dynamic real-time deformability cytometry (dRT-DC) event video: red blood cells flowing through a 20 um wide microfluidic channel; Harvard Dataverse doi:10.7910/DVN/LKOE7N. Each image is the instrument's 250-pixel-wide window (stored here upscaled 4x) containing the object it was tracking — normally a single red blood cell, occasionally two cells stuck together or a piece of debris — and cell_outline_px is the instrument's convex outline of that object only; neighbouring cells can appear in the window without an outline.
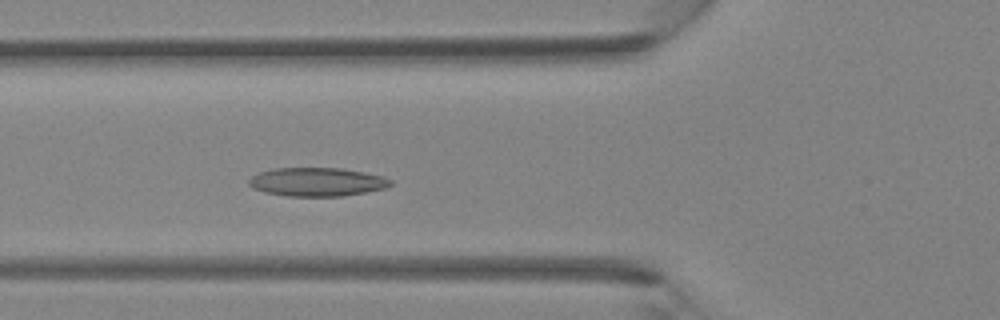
{"species": "Egyptian fruit bat (a non-hibernating species)", "species_latin": "Rousettus aegyptiacus", "temperature_condition": "room temperature", "stored_images_in_passage": 39, "camera_frame_rate_fps": 3000, "um_per_image_px": 0.085, "animal": {"sex": "female"}, "frame": {"image": 1, "passage_image": 13, "time_ms": 4.0, "image_size_px": [1000, 320], "cell_outline_px": [[392, 184], [384, 188], [344, 196], [288, 196], [264, 192], [252, 188], [248, 184], [248, 180], [252, 176], [260, 172], [272, 168], [340, 168], [364, 172], [384, 176], [392, 180]], "centroid_in_image_um": [26.93, 15.46], "position_along_channel_um": 98.9, "area_um2": 23.64}}
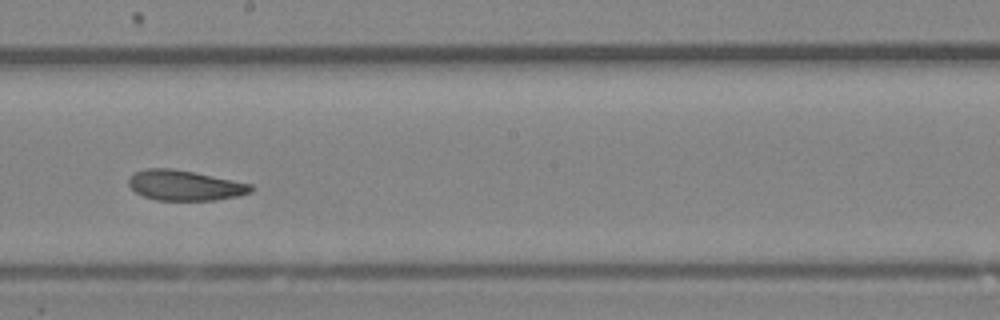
{"frame": {"image": 2, "passage_image": 21, "time_ms": 6.667, "image_size_px": [1000, 320], "cell_outline_px": [[256, 188], [252, 192], [236, 196], [216, 200], [156, 200], [144, 196], [136, 192], [128, 184], [128, 180], [136, 172], [144, 168], [172, 168], [196, 172], [252, 184]], "centroid_in_image_um": [15.74, 15.75], "position_along_channel_um": 232.5, "area_um2": 21.62}}
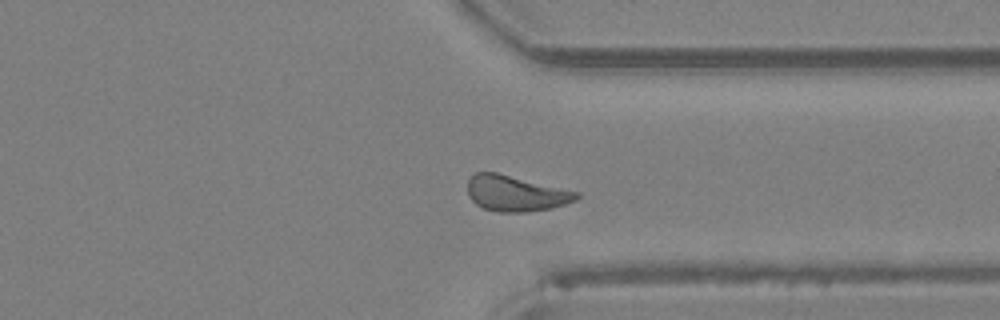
{"frame": {"image": 3, "passage_image": 29, "time_ms": 9.333, "image_size_px": [1000, 320], "cell_outline_px": [[580, 196], [576, 200], [552, 208], [524, 212], [496, 212], [484, 208], [476, 204], [468, 196], [468, 180], [476, 172], [496, 172], [580, 192]], "centroid_in_image_um": [43.84, 16.44], "position_along_channel_um": 367.6, "area_um2": 22.66}}